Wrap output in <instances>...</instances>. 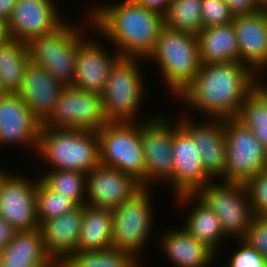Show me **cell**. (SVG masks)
<instances>
[{
    "label": "cell",
    "mask_w": 267,
    "mask_h": 267,
    "mask_svg": "<svg viewBox=\"0 0 267 267\" xmlns=\"http://www.w3.org/2000/svg\"><path fill=\"white\" fill-rule=\"evenodd\" d=\"M13 174V175H12ZM37 179L4 171L0 175V216L16 231L40 228L37 218Z\"/></svg>",
    "instance_id": "4fadbf2b"
},
{
    "label": "cell",
    "mask_w": 267,
    "mask_h": 267,
    "mask_svg": "<svg viewBox=\"0 0 267 267\" xmlns=\"http://www.w3.org/2000/svg\"><path fill=\"white\" fill-rule=\"evenodd\" d=\"M138 5L165 15L169 6V0H134Z\"/></svg>",
    "instance_id": "f35d334b"
},
{
    "label": "cell",
    "mask_w": 267,
    "mask_h": 267,
    "mask_svg": "<svg viewBox=\"0 0 267 267\" xmlns=\"http://www.w3.org/2000/svg\"><path fill=\"white\" fill-rule=\"evenodd\" d=\"M54 0H17L8 20L12 38L28 43L51 34L65 22Z\"/></svg>",
    "instance_id": "9a60e30c"
},
{
    "label": "cell",
    "mask_w": 267,
    "mask_h": 267,
    "mask_svg": "<svg viewBox=\"0 0 267 267\" xmlns=\"http://www.w3.org/2000/svg\"><path fill=\"white\" fill-rule=\"evenodd\" d=\"M201 15L203 28L232 23L234 14L224 0H202Z\"/></svg>",
    "instance_id": "e575fe53"
},
{
    "label": "cell",
    "mask_w": 267,
    "mask_h": 267,
    "mask_svg": "<svg viewBox=\"0 0 267 267\" xmlns=\"http://www.w3.org/2000/svg\"><path fill=\"white\" fill-rule=\"evenodd\" d=\"M174 199L177 200L175 202H177L179 207L186 205L187 208L192 209L187 214L183 227L218 256L219 246L224 243L223 241H227L225 240L227 237L222 230L218 216L195 194H181L175 196Z\"/></svg>",
    "instance_id": "cb8c5ba5"
},
{
    "label": "cell",
    "mask_w": 267,
    "mask_h": 267,
    "mask_svg": "<svg viewBox=\"0 0 267 267\" xmlns=\"http://www.w3.org/2000/svg\"><path fill=\"white\" fill-rule=\"evenodd\" d=\"M112 227V210L84 205L77 251L92 252L112 248Z\"/></svg>",
    "instance_id": "4316f807"
},
{
    "label": "cell",
    "mask_w": 267,
    "mask_h": 267,
    "mask_svg": "<svg viewBox=\"0 0 267 267\" xmlns=\"http://www.w3.org/2000/svg\"><path fill=\"white\" fill-rule=\"evenodd\" d=\"M30 64L27 43L11 38L0 44V79L8 93H18Z\"/></svg>",
    "instance_id": "83f0119b"
},
{
    "label": "cell",
    "mask_w": 267,
    "mask_h": 267,
    "mask_svg": "<svg viewBox=\"0 0 267 267\" xmlns=\"http://www.w3.org/2000/svg\"><path fill=\"white\" fill-rule=\"evenodd\" d=\"M36 154L50 170L87 174L100 164L97 132L41 127Z\"/></svg>",
    "instance_id": "3957f363"
},
{
    "label": "cell",
    "mask_w": 267,
    "mask_h": 267,
    "mask_svg": "<svg viewBox=\"0 0 267 267\" xmlns=\"http://www.w3.org/2000/svg\"><path fill=\"white\" fill-rule=\"evenodd\" d=\"M215 182L200 188L195 195L218 216L226 237L243 239L255 218L246 187L240 183Z\"/></svg>",
    "instance_id": "9c48e42d"
},
{
    "label": "cell",
    "mask_w": 267,
    "mask_h": 267,
    "mask_svg": "<svg viewBox=\"0 0 267 267\" xmlns=\"http://www.w3.org/2000/svg\"><path fill=\"white\" fill-rule=\"evenodd\" d=\"M99 162L132 175L140 181L145 174L141 121L108 122L97 131Z\"/></svg>",
    "instance_id": "52a82bcc"
},
{
    "label": "cell",
    "mask_w": 267,
    "mask_h": 267,
    "mask_svg": "<svg viewBox=\"0 0 267 267\" xmlns=\"http://www.w3.org/2000/svg\"><path fill=\"white\" fill-rule=\"evenodd\" d=\"M263 9L265 10L267 14V0H263Z\"/></svg>",
    "instance_id": "f6af8a7d"
},
{
    "label": "cell",
    "mask_w": 267,
    "mask_h": 267,
    "mask_svg": "<svg viewBox=\"0 0 267 267\" xmlns=\"http://www.w3.org/2000/svg\"><path fill=\"white\" fill-rule=\"evenodd\" d=\"M147 61L160 67L161 78L177 98L194 81L201 66L197 35L164 26Z\"/></svg>",
    "instance_id": "277c9868"
},
{
    "label": "cell",
    "mask_w": 267,
    "mask_h": 267,
    "mask_svg": "<svg viewBox=\"0 0 267 267\" xmlns=\"http://www.w3.org/2000/svg\"><path fill=\"white\" fill-rule=\"evenodd\" d=\"M166 117L151 113L148 119L141 118L144 120H141V139L145 157V174L139 181L142 188H152L153 183L161 181L173 190V122L171 117Z\"/></svg>",
    "instance_id": "30bf717a"
},
{
    "label": "cell",
    "mask_w": 267,
    "mask_h": 267,
    "mask_svg": "<svg viewBox=\"0 0 267 267\" xmlns=\"http://www.w3.org/2000/svg\"><path fill=\"white\" fill-rule=\"evenodd\" d=\"M0 267H58L48 256L40 228L16 231L0 252Z\"/></svg>",
    "instance_id": "d4e9b609"
},
{
    "label": "cell",
    "mask_w": 267,
    "mask_h": 267,
    "mask_svg": "<svg viewBox=\"0 0 267 267\" xmlns=\"http://www.w3.org/2000/svg\"><path fill=\"white\" fill-rule=\"evenodd\" d=\"M201 64L239 62V46L232 23L202 28L197 34Z\"/></svg>",
    "instance_id": "484cf974"
},
{
    "label": "cell",
    "mask_w": 267,
    "mask_h": 267,
    "mask_svg": "<svg viewBox=\"0 0 267 267\" xmlns=\"http://www.w3.org/2000/svg\"><path fill=\"white\" fill-rule=\"evenodd\" d=\"M143 59L120 57L112 66L101 94L108 122H135L144 99V79L140 66ZM139 63V64H138ZM137 117V120H136Z\"/></svg>",
    "instance_id": "5b68a950"
},
{
    "label": "cell",
    "mask_w": 267,
    "mask_h": 267,
    "mask_svg": "<svg viewBox=\"0 0 267 267\" xmlns=\"http://www.w3.org/2000/svg\"><path fill=\"white\" fill-rule=\"evenodd\" d=\"M8 94V92L6 91V89L3 87V83H2V81H1V79H0V97H3V96H5V95H7Z\"/></svg>",
    "instance_id": "ee69618b"
},
{
    "label": "cell",
    "mask_w": 267,
    "mask_h": 267,
    "mask_svg": "<svg viewBox=\"0 0 267 267\" xmlns=\"http://www.w3.org/2000/svg\"><path fill=\"white\" fill-rule=\"evenodd\" d=\"M140 262L131 253L112 247L102 251H77L59 267H136Z\"/></svg>",
    "instance_id": "f546056e"
},
{
    "label": "cell",
    "mask_w": 267,
    "mask_h": 267,
    "mask_svg": "<svg viewBox=\"0 0 267 267\" xmlns=\"http://www.w3.org/2000/svg\"><path fill=\"white\" fill-rule=\"evenodd\" d=\"M226 169L222 182L245 184L267 169V150L236 117L224 119Z\"/></svg>",
    "instance_id": "8fae6325"
},
{
    "label": "cell",
    "mask_w": 267,
    "mask_h": 267,
    "mask_svg": "<svg viewBox=\"0 0 267 267\" xmlns=\"http://www.w3.org/2000/svg\"><path fill=\"white\" fill-rule=\"evenodd\" d=\"M36 195L37 218L40 226L45 221L59 217L77 207L69 198L51 190L40 178Z\"/></svg>",
    "instance_id": "d6a6232c"
},
{
    "label": "cell",
    "mask_w": 267,
    "mask_h": 267,
    "mask_svg": "<svg viewBox=\"0 0 267 267\" xmlns=\"http://www.w3.org/2000/svg\"><path fill=\"white\" fill-rule=\"evenodd\" d=\"M236 15L256 13L263 9V0H224Z\"/></svg>",
    "instance_id": "74e56055"
},
{
    "label": "cell",
    "mask_w": 267,
    "mask_h": 267,
    "mask_svg": "<svg viewBox=\"0 0 267 267\" xmlns=\"http://www.w3.org/2000/svg\"><path fill=\"white\" fill-rule=\"evenodd\" d=\"M136 267H142L141 262Z\"/></svg>",
    "instance_id": "7dc6e473"
},
{
    "label": "cell",
    "mask_w": 267,
    "mask_h": 267,
    "mask_svg": "<svg viewBox=\"0 0 267 267\" xmlns=\"http://www.w3.org/2000/svg\"><path fill=\"white\" fill-rule=\"evenodd\" d=\"M181 115L177 120L197 144L206 173L214 181L215 178L221 181L226 169L224 119L207 118L206 121L201 122L199 119L198 122L195 118L183 116V113Z\"/></svg>",
    "instance_id": "ac0fdd59"
},
{
    "label": "cell",
    "mask_w": 267,
    "mask_h": 267,
    "mask_svg": "<svg viewBox=\"0 0 267 267\" xmlns=\"http://www.w3.org/2000/svg\"><path fill=\"white\" fill-rule=\"evenodd\" d=\"M4 170H6V169H2L0 166V175L4 172Z\"/></svg>",
    "instance_id": "bcb514c9"
},
{
    "label": "cell",
    "mask_w": 267,
    "mask_h": 267,
    "mask_svg": "<svg viewBox=\"0 0 267 267\" xmlns=\"http://www.w3.org/2000/svg\"><path fill=\"white\" fill-rule=\"evenodd\" d=\"M83 25L66 21L51 34L27 43L30 62L45 68L64 87L73 86L78 43L85 36Z\"/></svg>",
    "instance_id": "8992f818"
},
{
    "label": "cell",
    "mask_w": 267,
    "mask_h": 267,
    "mask_svg": "<svg viewBox=\"0 0 267 267\" xmlns=\"http://www.w3.org/2000/svg\"><path fill=\"white\" fill-rule=\"evenodd\" d=\"M141 188L132 175L99 164L86 174V205L114 210Z\"/></svg>",
    "instance_id": "2e32d148"
},
{
    "label": "cell",
    "mask_w": 267,
    "mask_h": 267,
    "mask_svg": "<svg viewBox=\"0 0 267 267\" xmlns=\"http://www.w3.org/2000/svg\"><path fill=\"white\" fill-rule=\"evenodd\" d=\"M236 118L252 131L267 150V103L254 88L246 95Z\"/></svg>",
    "instance_id": "1f68e13d"
},
{
    "label": "cell",
    "mask_w": 267,
    "mask_h": 267,
    "mask_svg": "<svg viewBox=\"0 0 267 267\" xmlns=\"http://www.w3.org/2000/svg\"><path fill=\"white\" fill-rule=\"evenodd\" d=\"M12 37L9 33L8 21L0 18V44L6 43Z\"/></svg>",
    "instance_id": "7bdbcfd3"
},
{
    "label": "cell",
    "mask_w": 267,
    "mask_h": 267,
    "mask_svg": "<svg viewBox=\"0 0 267 267\" xmlns=\"http://www.w3.org/2000/svg\"><path fill=\"white\" fill-rule=\"evenodd\" d=\"M201 3L202 0L170 1L164 15V26L197 35L203 28Z\"/></svg>",
    "instance_id": "4dcf8cb0"
},
{
    "label": "cell",
    "mask_w": 267,
    "mask_h": 267,
    "mask_svg": "<svg viewBox=\"0 0 267 267\" xmlns=\"http://www.w3.org/2000/svg\"><path fill=\"white\" fill-rule=\"evenodd\" d=\"M239 46V62L253 72L267 69V14L236 15L232 21Z\"/></svg>",
    "instance_id": "ffe728a7"
},
{
    "label": "cell",
    "mask_w": 267,
    "mask_h": 267,
    "mask_svg": "<svg viewBox=\"0 0 267 267\" xmlns=\"http://www.w3.org/2000/svg\"><path fill=\"white\" fill-rule=\"evenodd\" d=\"M64 86L45 68L30 62L18 95L30 108L33 115L43 123L52 113Z\"/></svg>",
    "instance_id": "7402d4cb"
},
{
    "label": "cell",
    "mask_w": 267,
    "mask_h": 267,
    "mask_svg": "<svg viewBox=\"0 0 267 267\" xmlns=\"http://www.w3.org/2000/svg\"><path fill=\"white\" fill-rule=\"evenodd\" d=\"M16 3L17 0H0V18L8 21Z\"/></svg>",
    "instance_id": "60d3db41"
},
{
    "label": "cell",
    "mask_w": 267,
    "mask_h": 267,
    "mask_svg": "<svg viewBox=\"0 0 267 267\" xmlns=\"http://www.w3.org/2000/svg\"><path fill=\"white\" fill-rule=\"evenodd\" d=\"M89 37L88 35L83 37L78 43L72 87L102 94L109 72L120 55L114 50L112 54H109L105 45L102 46L96 38L92 39V35Z\"/></svg>",
    "instance_id": "d6986e66"
},
{
    "label": "cell",
    "mask_w": 267,
    "mask_h": 267,
    "mask_svg": "<svg viewBox=\"0 0 267 267\" xmlns=\"http://www.w3.org/2000/svg\"><path fill=\"white\" fill-rule=\"evenodd\" d=\"M107 123L101 94L69 86L61 91L52 113L41 127L97 132Z\"/></svg>",
    "instance_id": "7c38bea8"
},
{
    "label": "cell",
    "mask_w": 267,
    "mask_h": 267,
    "mask_svg": "<svg viewBox=\"0 0 267 267\" xmlns=\"http://www.w3.org/2000/svg\"><path fill=\"white\" fill-rule=\"evenodd\" d=\"M151 188H141L130 199L112 210V247L139 255L151 238L155 209ZM154 210V212H153ZM150 237V238H149Z\"/></svg>",
    "instance_id": "ba28073f"
},
{
    "label": "cell",
    "mask_w": 267,
    "mask_h": 267,
    "mask_svg": "<svg viewBox=\"0 0 267 267\" xmlns=\"http://www.w3.org/2000/svg\"><path fill=\"white\" fill-rule=\"evenodd\" d=\"M41 126L42 123L17 93L0 97L1 147L25 145L36 153Z\"/></svg>",
    "instance_id": "e0dca14e"
},
{
    "label": "cell",
    "mask_w": 267,
    "mask_h": 267,
    "mask_svg": "<svg viewBox=\"0 0 267 267\" xmlns=\"http://www.w3.org/2000/svg\"><path fill=\"white\" fill-rule=\"evenodd\" d=\"M238 247L231 253L224 267H267V260L242 239L236 240Z\"/></svg>",
    "instance_id": "d590c367"
},
{
    "label": "cell",
    "mask_w": 267,
    "mask_h": 267,
    "mask_svg": "<svg viewBox=\"0 0 267 267\" xmlns=\"http://www.w3.org/2000/svg\"><path fill=\"white\" fill-rule=\"evenodd\" d=\"M261 73V74H260ZM263 73L259 70L254 72L253 75V88L260 94V96L266 101L267 103V84H263L260 82V75Z\"/></svg>",
    "instance_id": "b9f144b4"
},
{
    "label": "cell",
    "mask_w": 267,
    "mask_h": 267,
    "mask_svg": "<svg viewBox=\"0 0 267 267\" xmlns=\"http://www.w3.org/2000/svg\"><path fill=\"white\" fill-rule=\"evenodd\" d=\"M159 236L158 245L162 254H166L165 257L175 267H210L217 259L209 247L199 242L182 225L179 229H166Z\"/></svg>",
    "instance_id": "603a6c76"
},
{
    "label": "cell",
    "mask_w": 267,
    "mask_h": 267,
    "mask_svg": "<svg viewBox=\"0 0 267 267\" xmlns=\"http://www.w3.org/2000/svg\"><path fill=\"white\" fill-rule=\"evenodd\" d=\"M244 185L255 216H267V169L257 173Z\"/></svg>",
    "instance_id": "836d02e7"
},
{
    "label": "cell",
    "mask_w": 267,
    "mask_h": 267,
    "mask_svg": "<svg viewBox=\"0 0 267 267\" xmlns=\"http://www.w3.org/2000/svg\"><path fill=\"white\" fill-rule=\"evenodd\" d=\"M84 206L45 221L40 229L48 256L59 267L77 252L83 223Z\"/></svg>",
    "instance_id": "44dd1931"
},
{
    "label": "cell",
    "mask_w": 267,
    "mask_h": 267,
    "mask_svg": "<svg viewBox=\"0 0 267 267\" xmlns=\"http://www.w3.org/2000/svg\"><path fill=\"white\" fill-rule=\"evenodd\" d=\"M253 75L240 62L201 64L194 81L177 99L206 119L234 118L253 89Z\"/></svg>",
    "instance_id": "7a4b0ae2"
},
{
    "label": "cell",
    "mask_w": 267,
    "mask_h": 267,
    "mask_svg": "<svg viewBox=\"0 0 267 267\" xmlns=\"http://www.w3.org/2000/svg\"><path fill=\"white\" fill-rule=\"evenodd\" d=\"M242 240L267 260V216H255Z\"/></svg>",
    "instance_id": "8d00e7d4"
},
{
    "label": "cell",
    "mask_w": 267,
    "mask_h": 267,
    "mask_svg": "<svg viewBox=\"0 0 267 267\" xmlns=\"http://www.w3.org/2000/svg\"><path fill=\"white\" fill-rule=\"evenodd\" d=\"M85 16L96 36L115 46L120 57L147 60L164 27V16L138 5L134 0L93 4ZM97 31V32H96Z\"/></svg>",
    "instance_id": "6da1fadb"
},
{
    "label": "cell",
    "mask_w": 267,
    "mask_h": 267,
    "mask_svg": "<svg viewBox=\"0 0 267 267\" xmlns=\"http://www.w3.org/2000/svg\"><path fill=\"white\" fill-rule=\"evenodd\" d=\"M16 230L0 216V252L13 239Z\"/></svg>",
    "instance_id": "ab89813d"
},
{
    "label": "cell",
    "mask_w": 267,
    "mask_h": 267,
    "mask_svg": "<svg viewBox=\"0 0 267 267\" xmlns=\"http://www.w3.org/2000/svg\"><path fill=\"white\" fill-rule=\"evenodd\" d=\"M51 190L69 198L76 206L86 205V174L72 170H49L39 177Z\"/></svg>",
    "instance_id": "f1b7e54d"
},
{
    "label": "cell",
    "mask_w": 267,
    "mask_h": 267,
    "mask_svg": "<svg viewBox=\"0 0 267 267\" xmlns=\"http://www.w3.org/2000/svg\"><path fill=\"white\" fill-rule=\"evenodd\" d=\"M172 155L174 197L195 194L214 181L203 167L197 144L177 120L173 121Z\"/></svg>",
    "instance_id": "5bb4252c"
}]
</instances>
